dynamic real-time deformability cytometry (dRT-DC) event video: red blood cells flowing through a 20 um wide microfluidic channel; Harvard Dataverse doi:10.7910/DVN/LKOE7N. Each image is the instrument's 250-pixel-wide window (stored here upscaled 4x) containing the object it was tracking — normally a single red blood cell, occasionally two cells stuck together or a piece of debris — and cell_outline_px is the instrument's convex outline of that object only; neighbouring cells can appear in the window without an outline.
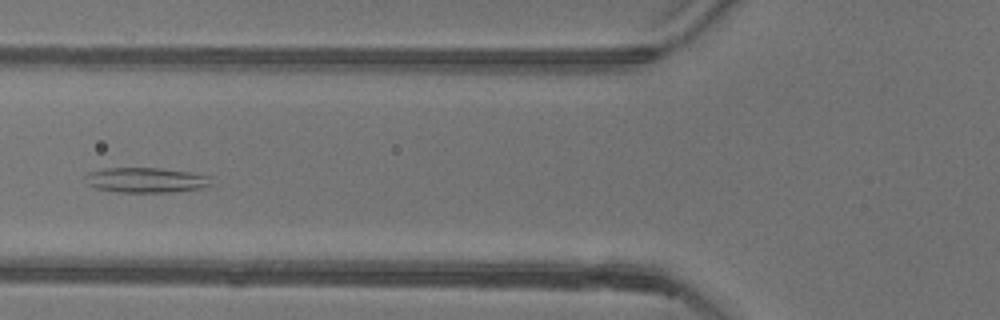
{"species": "common noctule bat (a hibernating species)", "species_latin": "Nyctalus noctula", "temperature_condition": "warm", "stored_images_in_passage": 54, "camera_frame_rate_fps": 3000, "um_per_image_px": 0.085, "animal": {"sex": "female"}, "frame": {"image": 1, "passage_image": 21, "time_ms": 6.667, "image_size_px": [1000, 320], "cell_outline_px": [[212, 184], [200, 188], [172, 192], [116, 192], [96, 188], [88, 184], [84, 176], [88, 172], [104, 168], [160, 168], [188, 172], [212, 176]], "centroid_in_image_um": [12.4, 15.3], "position_along_channel_um": 113.4, "area_um2": 18.44}}
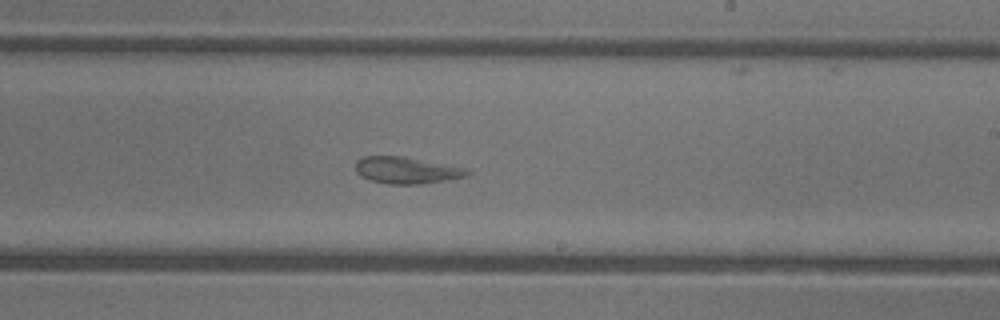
{"frame": {"image": 2, "passage_image": 32, "time_ms": 10.333, "image_size_px": [1000, 320], "cell_outline_px": [[472, 172], [468, 176], [424, 184], [388, 184], [368, 180], [360, 176], [356, 172], [356, 160], [364, 156], [404, 156], [460, 168]], "centroid_in_image_um": [34.48, 14.49], "position_along_channel_um": 254.5, "area_um2": 17.22}}
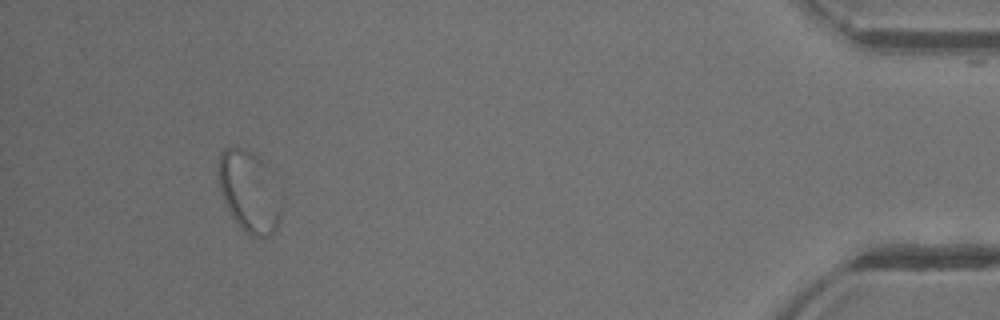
{"frame": {"image": 3, "passage_image": 50, "time_ms": 16.333, "image_size_px": [1000, 320], "cell_outline_px": [[280, 220], [276, 228], [268, 236], [252, 236], [240, 228], [232, 216], [224, 200], [220, 188], [216, 172], [220, 152], [224, 148], [240, 148], [252, 152], [264, 164], [280, 204]], "centroid_in_image_um": [21.1, 16.29], "position_along_channel_um": 414.1, "area_um2": 28.84}}